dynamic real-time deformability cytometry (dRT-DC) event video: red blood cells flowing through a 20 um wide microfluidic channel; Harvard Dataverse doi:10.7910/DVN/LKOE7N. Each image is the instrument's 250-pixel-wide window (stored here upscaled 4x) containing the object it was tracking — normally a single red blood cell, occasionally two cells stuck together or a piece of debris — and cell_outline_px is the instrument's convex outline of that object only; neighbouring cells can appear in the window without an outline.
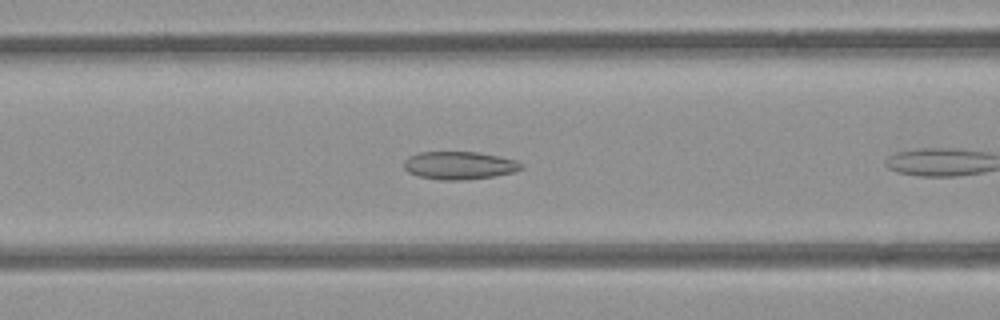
{"species": "common noctule bat (a hibernating species)", "species_latin": "Nyctalus noctula", "temperature_condition": "room temperature", "stored_images_in_passage": 8, "camera_frame_rate_fps": 3000, "um_per_image_px": 0.085, "animal": {"sex": "female", "body_mass_g": 21.9}, "frame": {"image": 1, "passage_image": 7, "time_ms": 2.0, "image_size_px": [1000, 320], "cell_outline_px": [[524, 168], [512, 172], [492, 176], [464, 180], [440, 180], [416, 176], [408, 172], [404, 168], [404, 160], [408, 156], [420, 152], [476, 152], [500, 156], [516, 160], [524, 164]], "centroid_in_image_um": [39.02, 14.06], "position_along_channel_um": 127.6, "area_um2": 19.19}}